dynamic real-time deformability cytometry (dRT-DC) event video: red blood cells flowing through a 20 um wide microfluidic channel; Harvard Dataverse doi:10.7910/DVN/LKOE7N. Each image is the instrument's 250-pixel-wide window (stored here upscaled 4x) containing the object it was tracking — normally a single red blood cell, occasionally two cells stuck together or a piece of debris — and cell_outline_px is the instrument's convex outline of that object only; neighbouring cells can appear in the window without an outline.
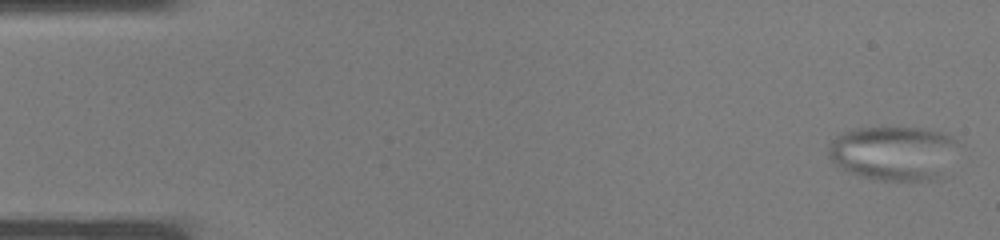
{"species": "common noctule bat (a hibernating species)", "species_latin": "Nyctalus noctula", "temperature_condition": "warm", "stored_images_in_passage": 38, "camera_frame_rate_fps": 3000, "um_per_image_px": 0.085, "animal": {"sex": "male", "body_mass_g": 19.0, "forearm_length_mm": 50.8}, "frame": {"image": 1, "passage_image": 1, "time_ms": 0.0, "image_size_px": [1000, 240], "cell_outline_px": [[960, 144], [940, 172], [932, 180], [880, 180], [860, 176], [840, 168], [828, 156], [828, 144], [836, 136], [844, 132], [856, 128], [916, 128], [944, 132], [952, 136]], "centroid_in_image_um": [75.89, 12.99], "position_along_channel_um": 9.1, "area_um2": 40.52}}
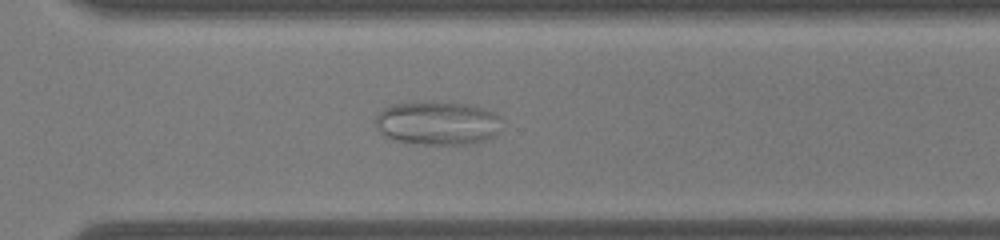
{"frame": {"image": 2, "passage_image": 27, "time_ms": 8.667, "image_size_px": [1000, 240], "cell_outline_px": [[504, 120], [500, 132], [496, 136], [472, 144], [424, 144], [396, 140], [384, 136], [376, 128], [376, 116], [384, 108], [396, 104], [416, 100], [440, 100], [468, 104], [484, 108], [496, 112]], "centroid_in_image_um": [37.26, 10.43], "position_along_channel_um": 333.3, "area_um2": 33.18}}
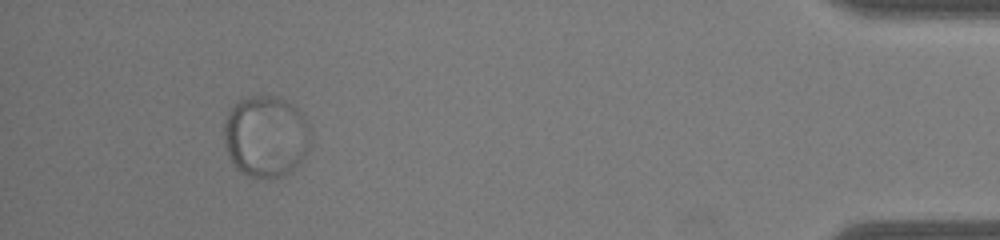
{"frame": {"image": 3, "passage_image": 35, "time_ms": 11.333, "image_size_px": [1000, 240], "cell_outline_px": [[312, 144], [300, 164], [284, 176], [272, 180], [260, 180], [248, 176], [240, 172], [236, 168], [224, 144], [224, 120], [232, 104], [240, 100], [252, 96], [280, 96], [288, 100], [300, 112], [308, 124], [312, 136]], "centroid_in_image_um": [22.62, 11.62], "position_along_channel_um": 412.6, "area_um2": 42.25}}